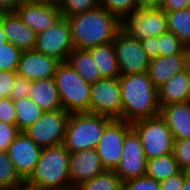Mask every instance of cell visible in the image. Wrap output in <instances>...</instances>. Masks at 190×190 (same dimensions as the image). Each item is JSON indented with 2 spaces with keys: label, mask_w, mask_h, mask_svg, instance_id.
I'll return each instance as SVG.
<instances>
[{
  "label": "cell",
  "mask_w": 190,
  "mask_h": 190,
  "mask_svg": "<svg viewBox=\"0 0 190 190\" xmlns=\"http://www.w3.org/2000/svg\"><path fill=\"white\" fill-rule=\"evenodd\" d=\"M131 128L139 136L147 160L173 153L174 138L160 115L134 121Z\"/></svg>",
  "instance_id": "obj_6"
},
{
  "label": "cell",
  "mask_w": 190,
  "mask_h": 190,
  "mask_svg": "<svg viewBox=\"0 0 190 190\" xmlns=\"http://www.w3.org/2000/svg\"><path fill=\"white\" fill-rule=\"evenodd\" d=\"M61 190H79L77 187H69V188H67V189H61Z\"/></svg>",
  "instance_id": "obj_50"
},
{
  "label": "cell",
  "mask_w": 190,
  "mask_h": 190,
  "mask_svg": "<svg viewBox=\"0 0 190 190\" xmlns=\"http://www.w3.org/2000/svg\"><path fill=\"white\" fill-rule=\"evenodd\" d=\"M165 14L168 31L174 33L187 48H190V9L186 8Z\"/></svg>",
  "instance_id": "obj_26"
},
{
  "label": "cell",
  "mask_w": 190,
  "mask_h": 190,
  "mask_svg": "<svg viewBox=\"0 0 190 190\" xmlns=\"http://www.w3.org/2000/svg\"><path fill=\"white\" fill-rule=\"evenodd\" d=\"M66 19L74 49H89L113 42L121 30V19L101 6Z\"/></svg>",
  "instance_id": "obj_1"
},
{
  "label": "cell",
  "mask_w": 190,
  "mask_h": 190,
  "mask_svg": "<svg viewBox=\"0 0 190 190\" xmlns=\"http://www.w3.org/2000/svg\"><path fill=\"white\" fill-rule=\"evenodd\" d=\"M147 159L137 133L131 129L124 138L122 156L114 172L124 183L146 174Z\"/></svg>",
  "instance_id": "obj_13"
},
{
  "label": "cell",
  "mask_w": 190,
  "mask_h": 190,
  "mask_svg": "<svg viewBox=\"0 0 190 190\" xmlns=\"http://www.w3.org/2000/svg\"><path fill=\"white\" fill-rule=\"evenodd\" d=\"M189 61L190 53L158 56L151 59L147 71L149 79L158 90L175 74L184 71Z\"/></svg>",
  "instance_id": "obj_18"
},
{
  "label": "cell",
  "mask_w": 190,
  "mask_h": 190,
  "mask_svg": "<svg viewBox=\"0 0 190 190\" xmlns=\"http://www.w3.org/2000/svg\"><path fill=\"white\" fill-rule=\"evenodd\" d=\"M190 7V0H162L160 9L163 12H173Z\"/></svg>",
  "instance_id": "obj_42"
},
{
  "label": "cell",
  "mask_w": 190,
  "mask_h": 190,
  "mask_svg": "<svg viewBox=\"0 0 190 190\" xmlns=\"http://www.w3.org/2000/svg\"><path fill=\"white\" fill-rule=\"evenodd\" d=\"M123 190H161L159 182L144 175L127 180L123 183Z\"/></svg>",
  "instance_id": "obj_35"
},
{
  "label": "cell",
  "mask_w": 190,
  "mask_h": 190,
  "mask_svg": "<svg viewBox=\"0 0 190 190\" xmlns=\"http://www.w3.org/2000/svg\"><path fill=\"white\" fill-rule=\"evenodd\" d=\"M22 51L10 42L0 47V71L16 72Z\"/></svg>",
  "instance_id": "obj_32"
},
{
  "label": "cell",
  "mask_w": 190,
  "mask_h": 190,
  "mask_svg": "<svg viewBox=\"0 0 190 190\" xmlns=\"http://www.w3.org/2000/svg\"><path fill=\"white\" fill-rule=\"evenodd\" d=\"M70 26L66 17H61L47 30L36 34L34 50L66 62L73 51Z\"/></svg>",
  "instance_id": "obj_10"
},
{
  "label": "cell",
  "mask_w": 190,
  "mask_h": 190,
  "mask_svg": "<svg viewBox=\"0 0 190 190\" xmlns=\"http://www.w3.org/2000/svg\"><path fill=\"white\" fill-rule=\"evenodd\" d=\"M17 5L16 0H0V12L15 11Z\"/></svg>",
  "instance_id": "obj_44"
},
{
  "label": "cell",
  "mask_w": 190,
  "mask_h": 190,
  "mask_svg": "<svg viewBox=\"0 0 190 190\" xmlns=\"http://www.w3.org/2000/svg\"><path fill=\"white\" fill-rule=\"evenodd\" d=\"M141 45L148 58L154 59L159 56L158 37L153 36L143 40H140Z\"/></svg>",
  "instance_id": "obj_41"
},
{
  "label": "cell",
  "mask_w": 190,
  "mask_h": 190,
  "mask_svg": "<svg viewBox=\"0 0 190 190\" xmlns=\"http://www.w3.org/2000/svg\"><path fill=\"white\" fill-rule=\"evenodd\" d=\"M38 1V0H36ZM39 1H51V2H58L59 0H39Z\"/></svg>",
  "instance_id": "obj_51"
},
{
  "label": "cell",
  "mask_w": 190,
  "mask_h": 190,
  "mask_svg": "<svg viewBox=\"0 0 190 190\" xmlns=\"http://www.w3.org/2000/svg\"><path fill=\"white\" fill-rule=\"evenodd\" d=\"M6 42L7 38L2 26V12H0V47H2V44H5Z\"/></svg>",
  "instance_id": "obj_46"
},
{
  "label": "cell",
  "mask_w": 190,
  "mask_h": 190,
  "mask_svg": "<svg viewBox=\"0 0 190 190\" xmlns=\"http://www.w3.org/2000/svg\"><path fill=\"white\" fill-rule=\"evenodd\" d=\"M16 72L0 71V99L10 97Z\"/></svg>",
  "instance_id": "obj_40"
},
{
  "label": "cell",
  "mask_w": 190,
  "mask_h": 190,
  "mask_svg": "<svg viewBox=\"0 0 190 190\" xmlns=\"http://www.w3.org/2000/svg\"><path fill=\"white\" fill-rule=\"evenodd\" d=\"M66 62L89 84L101 79L98 68L87 49H73Z\"/></svg>",
  "instance_id": "obj_24"
},
{
  "label": "cell",
  "mask_w": 190,
  "mask_h": 190,
  "mask_svg": "<svg viewBox=\"0 0 190 190\" xmlns=\"http://www.w3.org/2000/svg\"><path fill=\"white\" fill-rule=\"evenodd\" d=\"M186 101H189V90L186 71L184 70L175 74L158 89V103L161 108Z\"/></svg>",
  "instance_id": "obj_22"
},
{
  "label": "cell",
  "mask_w": 190,
  "mask_h": 190,
  "mask_svg": "<svg viewBox=\"0 0 190 190\" xmlns=\"http://www.w3.org/2000/svg\"><path fill=\"white\" fill-rule=\"evenodd\" d=\"M16 113V126L23 132L44 113L29 97L13 100Z\"/></svg>",
  "instance_id": "obj_27"
},
{
  "label": "cell",
  "mask_w": 190,
  "mask_h": 190,
  "mask_svg": "<svg viewBox=\"0 0 190 190\" xmlns=\"http://www.w3.org/2000/svg\"><path fill=\"white\" fill-rule=\"evenodd\" d=\"M181 170L174 154L170 153L147 160L145 175L160 182L179 173Z\"/></svg>",
  "instance_id": "obj_25"
},
{
  "label": "cell",
  "mask_w": 190,
  "mask_h": 190,
  "mask_svg": "<svg viewBox=\"0 0 190 190\" xmlns=\"http://www.w3.org/2000/svg\"><path fill=\"white\" fill-rule=\"evenodd\" d=\"M158 48L159 56L190 53V48H187L174 33L169 31L158 36Z\"/></svg>",
  "instance_id": "obj_29"
},
{
  "label": "cell",
  "mask_w": 190,
  "mask_h": 190,
  "mask_svg": "<svg viewBox=\"0 0 190 190\" xmlns=\"http://www.w3.org/2000/svg\"><path fill=\"white\" fill-rule=\"evenodd\" d=\"M34 1H36V0H16V2L18 4H20V3H27V2H34Z\"/></svg>",
  "instance_id": "obj_49"
},
{
  "label": "cell",
  "mask_w": 190,
  "mask_h": 190,
  "mask_svg": "<svg viewBox=\"0 0 190 190\" xmlns=\"http://www.w3.org/2000/svg\"><path fill=\"white\" fill-rule=\"evenodd\" d=\"M32 80H28L25 77L16 75L12 89L10 91V98L12 100H19L29 97L31 92Z\"/></svg>",
  "instance_id": "obj_36"
},
{
  "label": "cell",
  "mask_w": 190,
  "mask_h": 190,
  "mask_svg": "<svg viewBox=\"0 0 190 190\" xmlns=\"http://www.w3.org/2000/svg\"><path fill=\"white\" fill-rule=\"evenodd\" d=\"M69 113L64 109L44 111L23 132L41 148L63 144Z\"/></svg>",
  "instance_id": "obj_8"
},
{
  "label": "cell",
  "mask_w": 190,
  "mask_h": 190,
  "mask_svg": "<svg viewBox=\"0 0 190 190\" xmlns=\"http://www.w3.org/2000/svg\"><path fill=\"white\" fill-rule=\"evenodd\" d=\"M98 68L101 78H117L120 76L113 42L87 49Z\"/></svg>",
  "instance_id": "obj_23"
},
{
  "label": "cell",
  "mask_w": 190,
  "mask_h": 190,
  "mask_svg": "<svg viewBox=\"0 0 190 190\" xmlns=\"http://www.w3.org/2000/svg\"><path fill=\"white\" fill-rule=\"evenodd\" d=\"M0 122L16 125L15 106L10 97L0 99Z\"/></svg>",
  "instance_id": "obj_38"
},
{
  "label": "cell",
  "mask_w": 190,
  "mask_h": 190,
  "mask_svg": "<svg viewBox=\"0 0 190 190\" xmlns=\"http://www.w3.org/2000/svg\"><path fill=\"white\" fill-rule=\"evenodd\" d=\"M61 107L70 113H89L91 84L83 80L67 62H61L54 74Z\"/></svg>",
  "instance_id": "obj_5"
},
{
  "label": "cell",
  "mask_w": 190,
  "mask_h": 190,
  "mask_svg": "<svg viewBox=\"0 0 190 190\" xmlns=\"http://www.w3.org/2000/svg\"><path fill=\"white\" fill-rule=\"evenodd\" d=\"M173 154L179 167L190 172V138L174 140Z\"/></svg>",
  "instance_id": "obj_34"
},
{
  "label": "cell",
  "mask_w": 190,
  "mask_h": 190,
  "mask_svg": "<svg viewBox=\"0 0 190 190\" xmlns=\"http://www.w3.org/2000/svg\"><path fill=\"white\" fill-rule=\"evenodd\" d=\"M89 113L122 120L121 88L117 78H101L91 84Z\"/></svg>",
  "instance_id": "obj_9"
},
{
  "label": "cell",
  "mask_w": 190,
  "mask_h": 190,
  "mask_svg": "<svg viewBox=\"0 0 190 190\" xmlns=\"http://www.w3.org/2000/svg\"><path fill=\"white\" fill-rule=\"evenodd\" d=\"M20 180L8 153L0 151V190L11 188Z\"/></svg>",
  "instance_id": "obj_30"
},
{
  "label": "cell",
  "mask_w": 190,
  "mask_h": 190,
  "mask_svg": "<svg viewBox=\"0 0 190 190\" xmlns=\"http://www.w3.org/2000/svg\"><path fill=\"white\" fill-rule=\"evenodd\" d=\"M181 190H190V172L186 171V178Z\"/></svg>",
  "instance_id": "obj_47"
},
{
  "label": "cell",
  "mask_w": 190,
  "mask_h": 190,
  "mask_svg": "<svg viewBox=\"0 0 190 190\" xmlns=\"http://www.w3.org/2000/svg\"><path fill=\"white\" fill-rule=\"evenodd\" d=\"M121 29L138 40L158 37L168 31L166 14L160 8H138L121 20Z\"/></svg>",
  "instance_id": "obj_7"
},
{
  "label": "cell",
  "mask_w": 190,
  "mask_h": 190,
  "mask_svg": "<svg viewBox=\"0 0 190 190\" xmlns=\"http://www.w3.org/2000/svg\"><path fill=\"white\" fill-rule=\"evenodd\" d=\"M122 120L132 123L160 115L158 90L147 72L120 75Z\"/></svg>",
  "instance_id": "obj_2"
},
{
  "label": "cell",
  "mask_w": 190,
  "mask_h": 190,
  "mask_svg": "<svg viewBox=\"0 0 190 190\" xmlns=\"http://www.w3.org/2000/svg\"><path fill=\"white\" fill-rule=\"evenodd\" d=\"M100 6L117 15L121 20L138 9L137 0H100Z\"/></svg>",
  "instance_id": "obj_33"
},
{
  "label": "cell",
  "mask_w": 190,
  "mask_h": 190,
  "mask_svg": "<svg viewBox=\"0 0 190 190\" xmlns=\"http://www.w3.org/2000/svg\"><path fill=\"white\" fill-rule=\"evenodd\" d=\"M186 178V171L181 170L179 173L170 176L159 182L161 190H181Z\"/></svg>",
  "instance_id": "obj_39"
},
{
  "label": "cell",
  "mask_w": 190,
  "mask_h": 190,
  "mask_svg": "<svg viewBox=\"0 0 190 190\" xmlns=\"http://www.w3.org/2000/svg\"><path fill=\"white\" fill-rule=\"evenodd\" d=\"M6 190H47V189H44L41 186H38L30 182L28 179H21L19 182L14 184L11 188H8Z\"/></svg>",
  "instance_id": "obj_43"
},
{
  "label": "cell",
  "mask_w": 190,
  "mask_h": 190,
  "mask_svg": "<svg viewBox=\"0 0 190 190\" xmlns=\"http://www.w3.org/2000/svg\"><path fill=\"white\" fill-rule=\"evenodd\" d=\"M162 0H137L138 8H159Z\"/></svg>",
  "instance_id": "obj_45"
},
{
  "label": "cell",
  "mask_w": 190,
  "mask_h": 190,
  "mask_svg": "<svg viewBox=\"0 0 190 190\" xmlns=\"http://www.w3.org/2000/svg\"><path fill=\"white\" fill-rule=\"evenodd\" d=\"M131 129V123L120 119H113L105 127L95 148L105 170H115L119 165L123 141Z\"/></svg>",
  "instance_id": "obj_12"
},
{
  "label": "cell",
  "mask_w": 190,
  "mask_h": 190,
  "mask_svg": "<svg viewBox=\"0 0 190 190\" xmlns=\"http://www.w3.org/2000/svg\"><path fill=\"white\" fill-rule=\"evenodd\" d=\"M69 153L63 144L42 148L38 163L28 180L47 190L72 187L69 179Z\"/></svg>",
  "instance_id": "obj_3"
},
{
  "label": "cell",
  "mask_w": 190,
  "mask_h": 190,
  "mask_svg": "<svg viewBox=\"0 0 190 190\" xmlns=\"http://www.w3.org/2000/svg\"><path fill=\"white\" fill-rule=\"evenodd\" d=\"M29 98L43 111L62 108L54 78L33 80Z\"/></svg>",
  "instance_id": "obj_21"
},
{
  "label": "cell",
  "mask_w": 190,
  "mask_h": 190,
  "mask_svg": "<svg viewBox=\"0 0 190 190\" xmlns=\"http://www.w3.org/2000/svg\"><path fill=\"white\" fill-rule=\"evenodd\" d=\"M21 131L16 125L0 122V151H8L10 144Z\"/></svg>",
  "instance_id": "obj_37"
},
{
  "label": "cell",
  "mask_w": 190,
  "mask_h": 190,
  "mask_svg": "<svg viewBox=\"0 0 190 190\" xmlns=\"http://www.w3.org/2000/svg\"><path fill=\"white\" fill-rule=\"evenodd\" d=\"M42 148L36 145L24 132L13 140L8 156L21 179H28L38 163Z\"/></svg>",
  "instance_id": "obj_15"
},
{
  "label": "cell",
  "mask_w": 190,
  "mask_h": 190,
  "mask_svg": "<svg viewBox=\"0 0 190 190\" xmlns=\"http://www.w3.org/2000/svg\"><path fill=\"white\" fill-rule=\"evenodd\" d=\"M113 119L94 113H70L63 146L69 152L95 149L105 127Z\"/></svg>",
  "instance_id": "obj_4"
},
{
  "label": "cell",
  "mask_w": 190,
  "mask_h": 190,
  "mask_svg": "<svg viewBox=\"0 0 190 190\" xmlns=\"http://www.w3.org/2000/svg\"><path fill=\"white\" fill-rule=\"evenodd\" d=\"M79 190H123V182L114 170H105L77 186Z\"/></svg>",
  "instance_id": "obj_28"
},
{
  "label": "cell",
  "mask_w": 190,
  "mask_h": 190,
  "mask_svg": "<svg viewBox=\"0 0 190 190\" xmlns=\"http://www.w3.org/2000/svg\"><path fill=\"white\" fill-rule=\"evenodd\" d=\"M174 140L190 138V101L173 103L160 108Z\"/></svg>",
  "instance_id": "obj_20"
},
{
  "label": "cell",
  "mask_w": 190,
  "mask_h": 190,
  "mask_svg": "<svg viewBox=\"0 0 190 190\" xmlns=\"http://www.w3.org/2000/svg\"><path fill=\"white\" fill-rule=\"evenodd\" d=\"M62 17L73 16L100 6V0H59Z\"/></svg>",
  "instance_id": "obj_31"
},
{
  "label": "cell",
  "mask_w": 190,
  "mask_h": 190,
  "mask_svg": "<svg viewBox=\"0 0 190 190\" xmlns=\"http://www.w3.org/2000/svg\"><path fill=\"white\" fill-rule=\"evenodd\" d=\"M15 12L36 34L47 30L62 17L58 3L51 1L20 3Z\"/></svg>",
  "instance_id": "obj_14"
},
{
  "label": "cell",
  "mask_w": 190,
  "mask_h": 190,
  "mask_svg": "<svg viewBox=\"0 0 190 190\" xmlns=\"http://www.w3.org/2000/svg\"><path fill=\"white\" fill-rule=\"evenodd\" d=\"M185 71H186V77L188 81L189 101H190V61L187 63Z\"/></svg>",
  "instance_id": "obj_48"
},
{
  "label": "cell",
  "mask_w": 190,
  "mask_h": 190,
  "mask_svg": "<svg viewBox=\"0 0 190 190\" xmlns=\"http://www.w3.org/2000/svg\"><path fill=\"white\" fill-rule=\"evenodd\" d=\"M60 63L58 59L35 50L22 51L16 73L32 81L54 78Z\"/></svg>",
  "instance_id": "obj_16"
},
{
  "label": "cell",
  "mask_w": 190,
  "mask_h": 190,
  "mask_svg": "<svg viewBox=\"0 0 190 190\" xmlns=\"http://www.w3.org/2000/svg\"><path fill=\"white\" fill-rule=\"evenodd\" d=\"M2 26L7 42L21 51L34 50L36 33L22 22L15 11L2 12Z\"/></svg>",
  "instance_id": "obj_19"
},
{
  "label": "cell",
  "mask_w": 190,
  "mask_h": 190,
  "mask_svg": "<svg viewBox=\"0 0 190 190\" xmlns=\"http://www.w3.org/2000/svg\"><path fill=\"white\" fill-rule=\"evenodd\" d=\"M113 46L120 75L144 73L148 71L150 59L138 39L131 38L122 29L116 34Z\"/></svg>",
  "instance_id": "obj_11"
},
{
  "label": "cell",
  "mask_w": 190,
  "mask_h": 190,
  "mask_svg": "<svg viewBox=\"0 0 190 190\" xmlns=\"http://www.w3.org/2000/svg\"><path fill=\"white\" fill-rule=\"evenodd\" d=\"M105 171L95 149H84L69 153V179L77 187Z\"/></svg>",
  "instance_id": "obj_17"
}]
</instances>
